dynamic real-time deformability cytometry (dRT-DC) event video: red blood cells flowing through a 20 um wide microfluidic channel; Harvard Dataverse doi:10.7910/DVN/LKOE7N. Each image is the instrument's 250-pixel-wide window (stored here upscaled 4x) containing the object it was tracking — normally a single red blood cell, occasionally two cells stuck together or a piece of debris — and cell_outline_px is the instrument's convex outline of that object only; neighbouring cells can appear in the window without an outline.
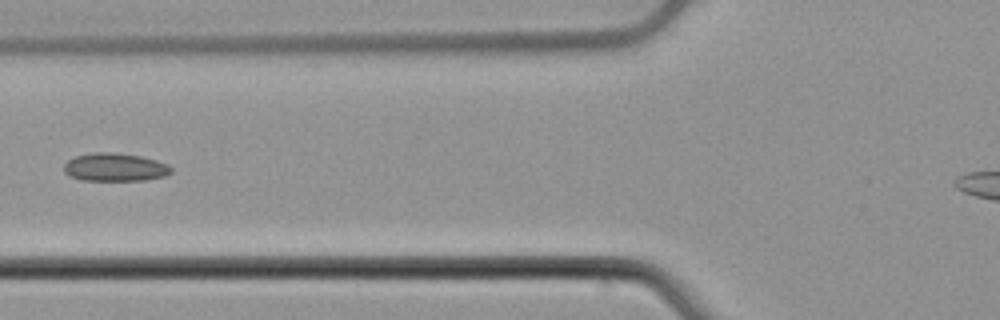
{"species": "common noctule bat (a hibernating species)", "species_latin": "Nyctalus noctula", "temperature_condition": "cold", "stored_images_in_passage": 3, "camera_frame_rate_fps": 3000, "um_per_image_px": 0.085, "animal": {"sex": "male", "body_mass_g": 21.5, "forearm_length_mm": 52.0}, "frame": {"image": 1, "passage_image": 3, "time_ms": 0.667, "image_size_px": [1000, 320], "cell_outline_px": [[172, 172], [164, 176], [148, 180], [80, 180], [68, 176], [64, 172], [64, 164], [68, 160], [76, 156], [96, 152], [112, 152], [140, 156], [156, 160], [168, 164], [172, 168]], "centroid_in_image_um": [9.77, 14.22], "position_along_channel_um": 116.0, "area_um2": 17.63}}